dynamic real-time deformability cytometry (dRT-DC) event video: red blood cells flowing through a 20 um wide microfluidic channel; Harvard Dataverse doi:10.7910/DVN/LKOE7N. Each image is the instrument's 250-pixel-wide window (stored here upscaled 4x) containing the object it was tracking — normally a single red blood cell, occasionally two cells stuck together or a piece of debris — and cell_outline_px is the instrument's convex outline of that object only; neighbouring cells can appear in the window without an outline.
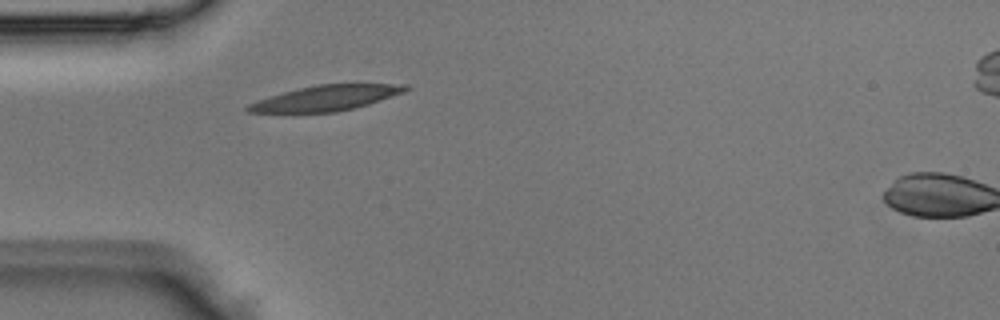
{"species": "Egyptian fruit bat (a non-hibernating species)", "species_latin": "Rousettus aegyptiacus", "temperature_condition": "room temperature", "stored_images_in_passage": 2, "camera_frame_rate_fps": 3000, "um_per_image_px": 0.085, "animal": {"sex": "male"}, "frame": {"image": 1, "passage_image": 1, "time_ms": 0.0, "image_size_px": [1000, 320], "cell_outline_px": [[412, 88], [404, 92], [368, 104], [336, 112], [248, 112], [244, 108], [248, 104], [284, 92], [316, 84], [408, 84]], "centroid_in_image_um": [27.76, 8.32], "position_along_channel_um": 57.2, "area_um2": 22.83}}